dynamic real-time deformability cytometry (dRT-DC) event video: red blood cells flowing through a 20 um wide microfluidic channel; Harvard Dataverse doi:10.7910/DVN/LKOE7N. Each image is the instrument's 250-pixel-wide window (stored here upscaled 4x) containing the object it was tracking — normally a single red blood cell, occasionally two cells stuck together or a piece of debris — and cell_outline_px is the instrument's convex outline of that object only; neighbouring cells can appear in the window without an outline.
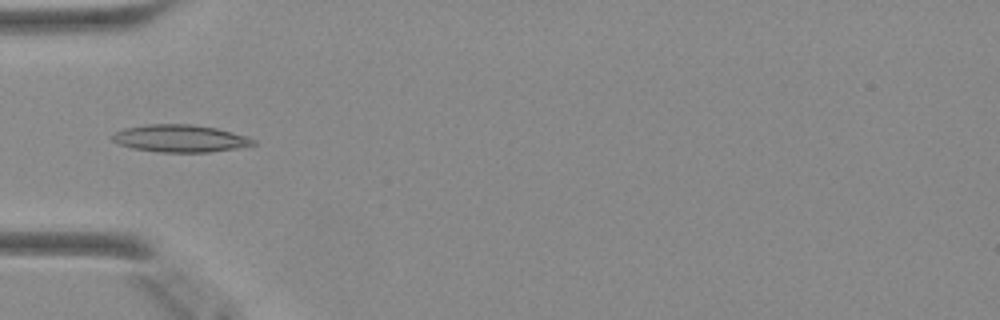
{"species": "Egyptian fruit bat (a non-hibernating species)", "species_latin": "Rousettus aegyptiacus", "temperature_condition": "warm", "stored_images_in_passage": 19, "camera_frame_rate_fps": 3000, "um_per_image_px": 0.085, "animal": {"sex": "female"}, "frame": {"image": 1, "passage_image": 16, "time_ms": 5.0, "image_size_px": [1000, 320], "cell_outline_px": [[260, 144], [236, 148], [208, 152], [160, 152], [132, 148], [120, 144], [112, 140], [112, 136], [116, 132], [124, 128], [148, 124], [192, 124], [216, 128], [244, 136], [256, 140]], "centroid_in_image_um": [15.32, 11.77], "position_along_channel_um": 69.7, "area_um2": 22.31}}